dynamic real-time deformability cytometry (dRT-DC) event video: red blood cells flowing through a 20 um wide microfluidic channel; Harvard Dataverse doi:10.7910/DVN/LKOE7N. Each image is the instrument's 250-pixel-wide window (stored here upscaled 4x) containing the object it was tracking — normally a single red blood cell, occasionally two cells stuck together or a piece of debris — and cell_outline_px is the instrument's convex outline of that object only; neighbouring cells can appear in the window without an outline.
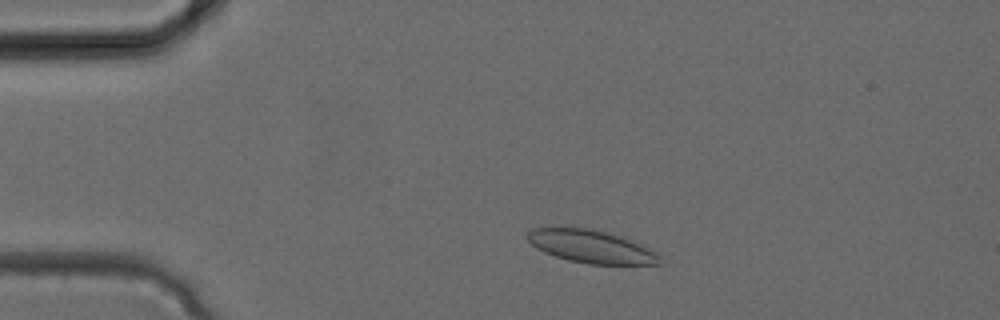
{"species": "common noctule bat (a hibernating species)", "species_latin": "Nyctalus noctula", "temperature_condition": "cold", "stored_images_in_passage": 29, "camera_frame_rate_fps": 3000, "um_per_image_px": 0.085, "animal": {"sex": "female", "body_mass_g": 24.6, "forearm_length_mm": 56.2}, "frame": {"image": 1, "passage_image": 2, "time_ms": 0.333, "image_size_px": [1000, 320], "cell_outline_px": [[660, 264], [588, 264], [568, 260], [544, 252], [536, 248], [528, 240], [528, 232], [532, 228], [584, 228], [604, 232], [620, 236], [644, 244], [652, 248], [656, 252]], "centroid_in_image_um": [50.27, 20.96], "position_along_channel_um": 34.7, "area_um2": 25.03}}
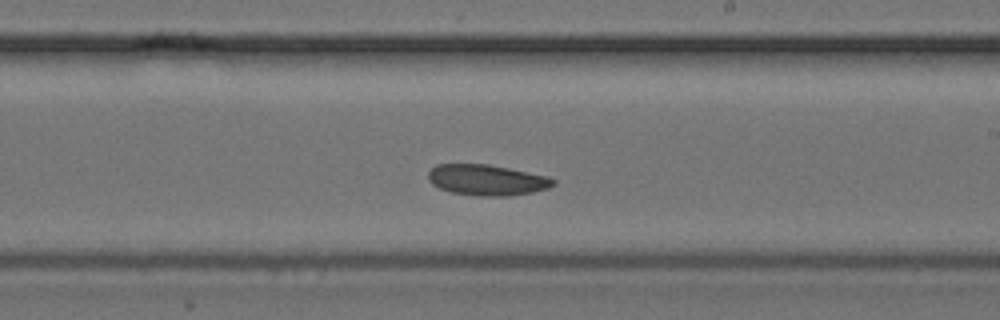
{"frame": {"image": 2, "passage_image": 15, "time_ms": 4.667, "image_size_px": [1000, 320], "cell_outline_px": [[556, 184], [548, 188], [532, 192], [508, 196], [476, 196], [452, 192], [440, 188], [432, 184], [428, 180], [428, 172], [436, 164], [488, 164], [548, 176], [556, 180]], "centroid_in_image_um": [41.39, 15.3], "position_along_channel_um": 247.6, "area_um2": 22.48}}
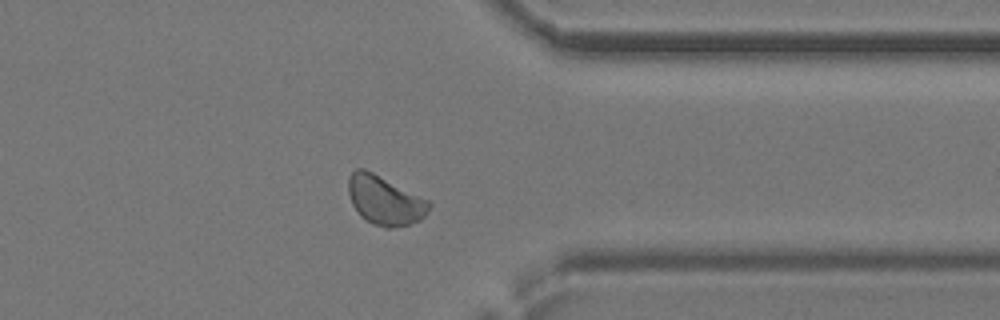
{"frame": {"image": 3, "passage_image": 22, "time_ms": 7.0, "image_size_px": [1000, 320], "cell_outline_px": [[432, 204], [428, 212], [420, 220], [408, 224], [392, 228], [384, 228], [372, 224], [360, 216], [352, 204], [348, 192], [348, 180], [352, 172], [356, 168], [364, 168], [432, 200]], "centroid_in_image_um": [32.74, 17.03], "position_along_channel_um": 378.7, "area_um2": 23.47}}